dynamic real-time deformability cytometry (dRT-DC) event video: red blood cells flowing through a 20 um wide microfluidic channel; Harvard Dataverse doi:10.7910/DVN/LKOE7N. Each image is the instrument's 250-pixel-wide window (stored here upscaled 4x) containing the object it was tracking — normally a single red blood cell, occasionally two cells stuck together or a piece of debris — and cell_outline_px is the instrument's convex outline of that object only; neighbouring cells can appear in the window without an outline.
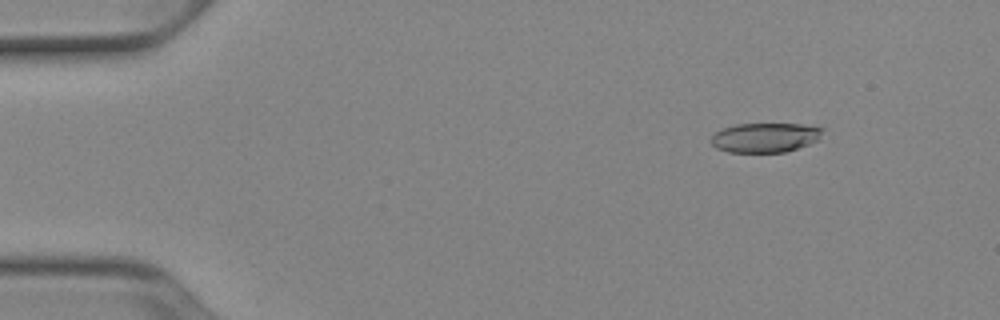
{"species": "Egyptian fruit bat (a non-hibernating species)", "species_latin": "Rousettus aegyptiacus", "temperature_condition": "cold", "stored_images_in_passage": 52, "camera_frame_rate_fps": 3000, "um_per_image_px": 0.085, "animal": {"sex": "female"}, "frame": {"image": 1, "passage_image": 7, "time_ms": 2.0, "image_size_px": [1000, 320], "cell_outline_px": [[824, 128], [816, 140], [808, 144], [784, 152], [728, 152], [716, 148], [712, 144], [712, 136], [716, 132], [724, 128], [736, 124], [804, 124]], "centroid_in_image_um": [65.01, 11.69], "position_along_channel_um": 20.0, "area_um2": 18.9}}
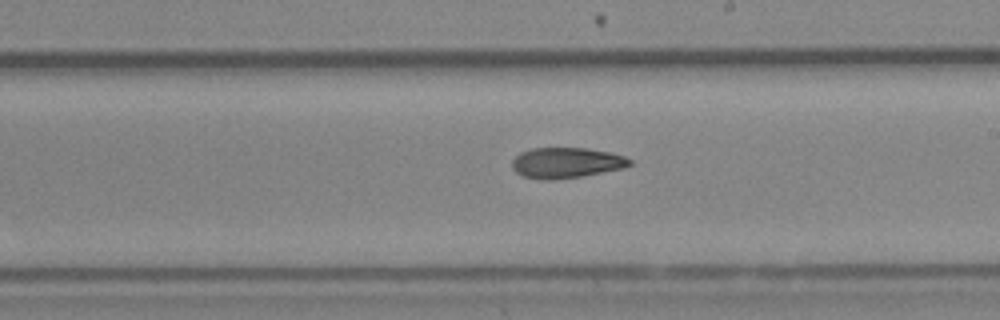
{"frame": {"image": 2, "passage_image": 31, "time_ms": 10.0, "image_size_px": [1000, 320], "cell_outline_px": [[632, 164], [624, 168], [580, 176], [552, 180], [540, 180], [524, 176], [516, 172], [512, 168], [512, 160], [520, 152], [532, 148], [588, 148], [608, 152], [624, 156], [632, 160]], "centroid_in_image_um": [48.12, 13.83], "position_along_channel_um": 240.9, "area_um2": 20.92}}
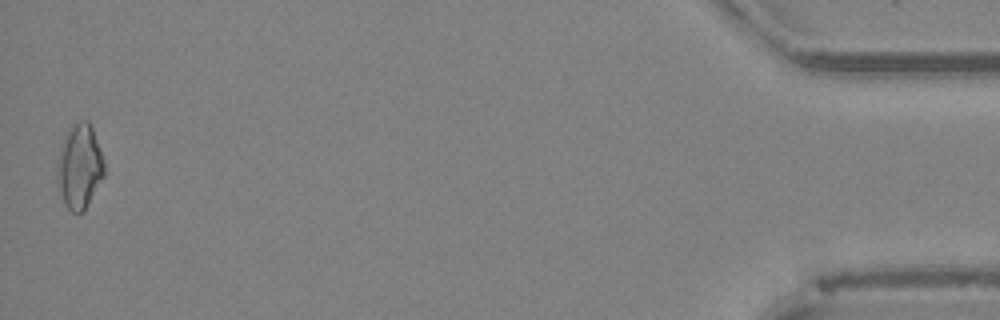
{"frame": {"image": 3, "passage_image": 52, "time_ms": 17.0, "image_size_px": [1000, 320], "cell_outline_px": [[104, 176], [84, 212], [72, 212], [64, 204], [60, 192], [56, 172], [56, 160], [64, 136], [68, 128], [80, 120], [88, 120], [92, 128], [104, 160]], "centroid_in_image_um": [6.74, 14.15], "position_along_channel_um": 428.5, "area_um2": 23.29}, "authors_computed_cell_mechanics": {"area_um2": 20.9814, "velocity_mm_per_s": 3.9416, "shape_relaxation_time_tau1_ms": 7.8362, "shape_relaxation_time_tau2_ms": null, "deformation_change_tau1": 0.1609, "deformation_change_tau2": null}}